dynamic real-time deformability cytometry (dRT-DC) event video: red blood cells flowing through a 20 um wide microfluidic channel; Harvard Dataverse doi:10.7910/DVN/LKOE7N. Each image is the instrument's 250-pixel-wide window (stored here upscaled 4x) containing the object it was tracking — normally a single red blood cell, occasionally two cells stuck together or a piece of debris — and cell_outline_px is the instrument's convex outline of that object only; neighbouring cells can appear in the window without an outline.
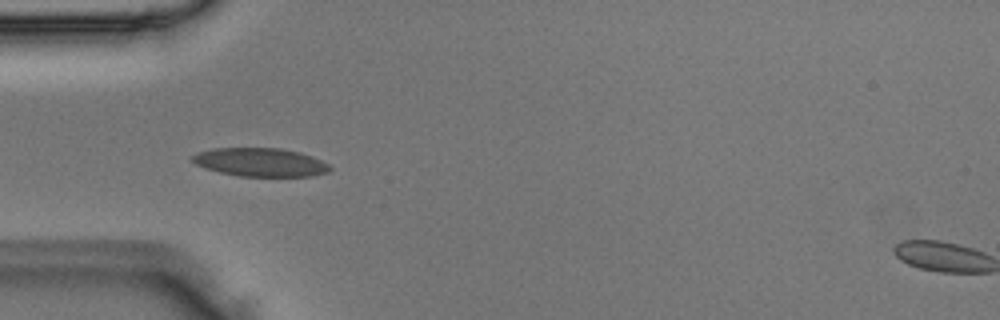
{"species": "Egyptian fruit bat (a non-hibernating species)", "species_latin": "Rousettus aegyptiacus", "temperature_condition": "room temperature", "stored_images_in_passage": 6, "camera_frame_rate_fps": 3000, "um_per_image_px": 0.085, "animal": {"sex": "male"}, "frame": {"image": 1, "passage_image": 4, "time_ms": 1.0, "image_size_px": [1000, 320], "cell_outline_px": [[332, 168], [328, 172], [312, 176], [240, 176], [220, 172], [196, 164], [192, 160], [192, 156], [196, 152], [212, 148], [280, 148], [300, 152], [312, 156], [328, 164]], "centroid_in_image_um": [22.14, 13.78], "position_along_channel_um": 62.9, "area_um2": 22.72}}
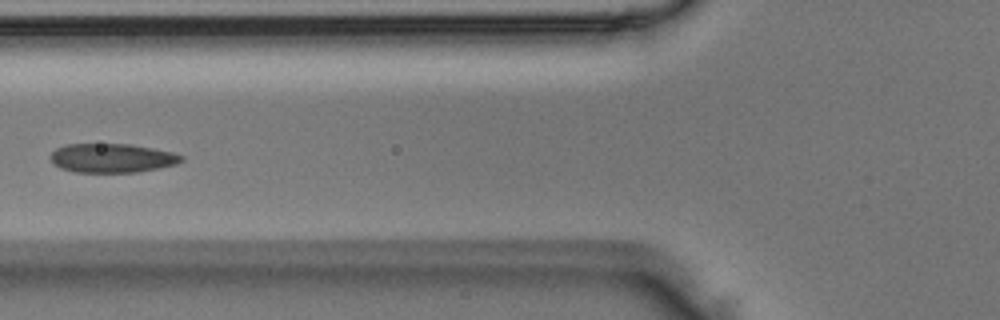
{"frame": {"image": 2, "passage_image": 5, "time_ms": 1.333, "image_size_px": [1000, 320], "cell_outline_px": [[184, 160], [176, 164], [160, 168], [136, 172], [76, 172], [60, 168], [52, 164], [48, 156], [56, 148], [68, 144], [132, 144], [172, 152], [184, 156]], "centroid_in_image_um": [9.5, 13.43], "position_along_channel_um": 116.3, "area_um2": 22.31}}
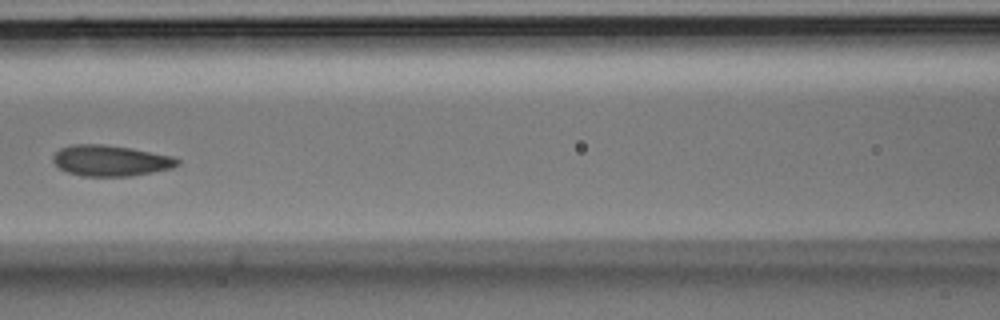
{"frame": {"image": 3, "passage_image": 6, "time_ms": 1.667, "image_size_px": [1000, 320], "cell_outline_px": [[180, 164], [172, 168], [132, 176], [80, 176], [68, 172], [60, 168], [52, 160], [52, 156], [60, 148], [72, 144], [104, 144], [132, 148], [172, 156], [180, 160]], "centroid_in_image_um": [9.4, 13.65], "position_along_channel_um": 157.2, "area_um2": 22.48}}